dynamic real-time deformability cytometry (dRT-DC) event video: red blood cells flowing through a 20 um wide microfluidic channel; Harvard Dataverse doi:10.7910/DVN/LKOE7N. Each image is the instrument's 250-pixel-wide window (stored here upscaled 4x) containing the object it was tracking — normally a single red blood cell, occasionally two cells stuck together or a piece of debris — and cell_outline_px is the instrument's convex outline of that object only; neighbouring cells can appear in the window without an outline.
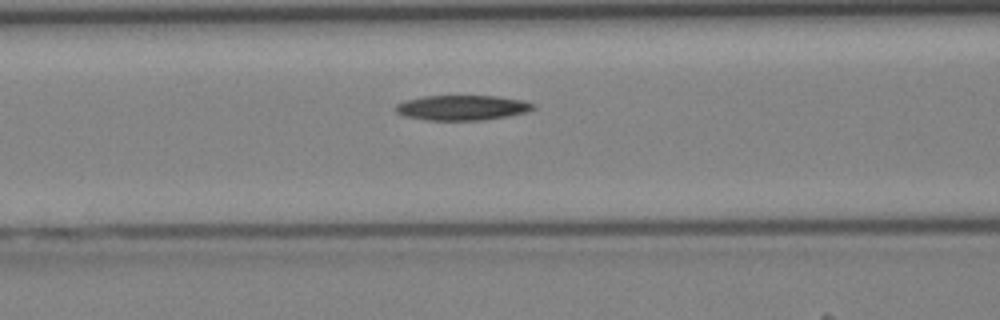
{"species": "Egyptian fruit bat (a non-hibernating species)", "species_latin": "Rousettus aegyptiacus", "temperature_condition": "cold", "stored_images_in_passage": 30, "camera_frame_rate_fps": 3000, "um_per_image_px": 0.085, "animal": {"sex": "female"}, "frame": {"image": 1, "passage_image": 13, "time_ms": 4.0, "image_size_px": [1000, 320], "cell_outline_px": [[536, 108], [524, 112], [508, 116], [480, 120], [428, 120], [404, 116], [396, 112], [396, 104], [404, 100], [420, 96], [496, 96], [524, 100], [536, 104]], "centroid_in_image_um": [39.27, 9.14], "position_along_channel_um": 127.3, "area_um2": 20.11}}
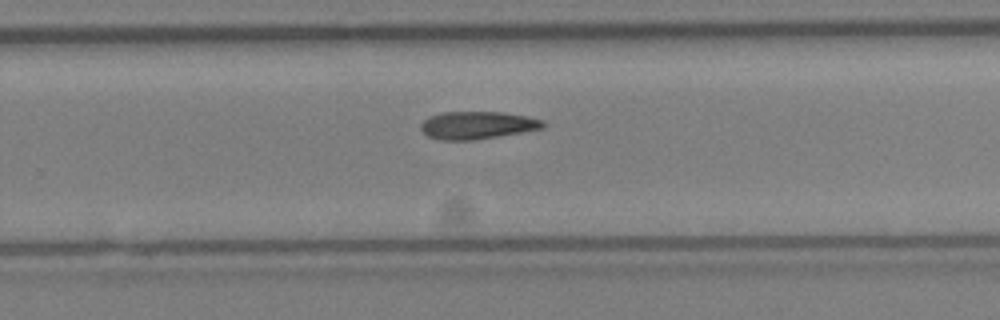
{"frame": {"image": 2, "passage_image": 23, "time_ms": 7.333, "image_size_px": [1000, 320], "cell_outline_px": [[544, 128], [472, 140], [440, 140], [428, 136], [420, 128], [420, 124], [428, 116], [444, 112], [500, 112], [528, 116], [544, 120]], "centroid_in_image_um": [40.55, 10.63], "position_along_channel_um": 289.3, "area_um2": 19.54}}
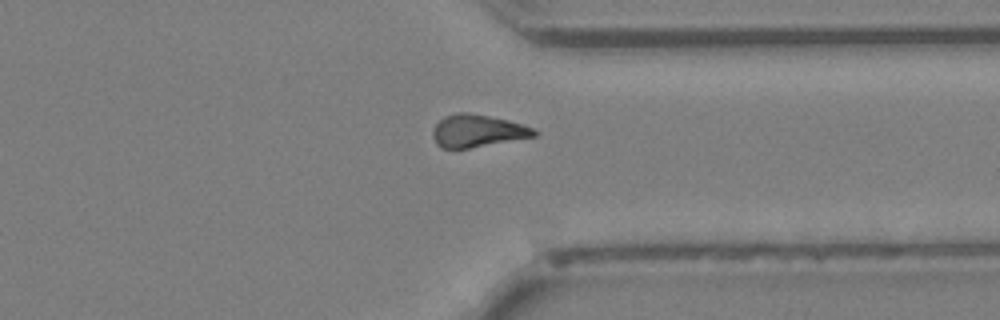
{"frame": {"image": 3, "passage_image": 28, "time_ms": 9.0, "image_size_px": [1000, 320], "cell_outline_px": [[540, 132], [536, 136], [468, 148], [440, 148], [436, 144], [432, 136], [432, 128], [444, 116], [456, 112], [468, 112], [508, 120], [532, 128]], "centroid_in_image_um": [40.54, 11.12], "position_along_channel_um": 370.9, "area_um2": 19.13}}